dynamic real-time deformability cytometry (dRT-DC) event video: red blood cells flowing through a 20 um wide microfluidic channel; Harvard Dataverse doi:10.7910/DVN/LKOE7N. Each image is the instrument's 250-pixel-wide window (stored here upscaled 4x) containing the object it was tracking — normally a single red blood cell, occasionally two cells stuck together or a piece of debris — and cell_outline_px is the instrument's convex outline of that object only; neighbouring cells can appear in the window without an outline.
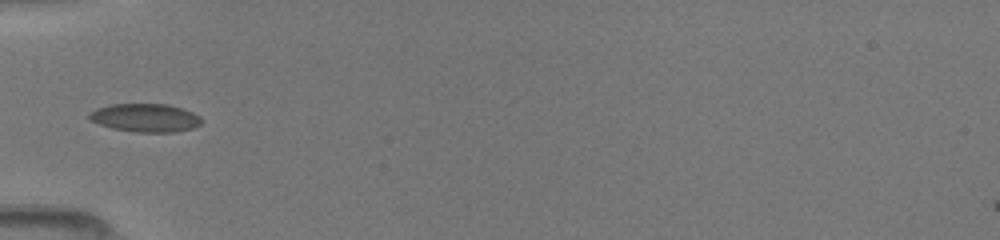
{"species": "common noctule bat (a hibernating species)", "species_latin": "Nyctalus noctula", "temperature_condition": "room temperature", "stored_images_in_passage": 6, "camera_frame_rate_fps": 3000, "um_per_image_px": 0.085, "animal": {"sex": "female", "body_mass_g": 19.5, "forearm_length_mm": 54.1}, "frame": {"image": 1, "passage_image": 1, "time_ms": 0.0, "image_size_px": [1000, 240], "cell_outline_px": [[200, 124], [192, 128], [176, 132], [136, 132], [112, 128], [100, 124], [92, 120], [88, 116], [96, 108], [108, 104], [168, 104], [192, 112], [200, 116]], "centroid_in_image_um": [12.35, 10.01], "position_along_channel_um": 72.6, "area_um2": 18.32}}
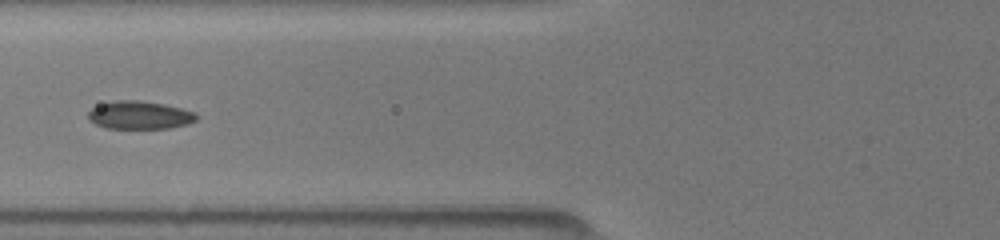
{"frame": {"image": 2, "passage_image": 2, "time_ms": 1.0, "image_size_px": [1000, 240], "cell_outline_px": [[200, 116], [196, 120], [188, 124], [168, 128], [104, 128], [88, 120], [88, 112], [92, 108], [100, 104], [116, 100], [140, 100], [164, 104], [196, 112]], "centroid_in_image_um": [11.88, 9.78], "position_along_channel_um": 113.9, "area_um2": 17.8}}